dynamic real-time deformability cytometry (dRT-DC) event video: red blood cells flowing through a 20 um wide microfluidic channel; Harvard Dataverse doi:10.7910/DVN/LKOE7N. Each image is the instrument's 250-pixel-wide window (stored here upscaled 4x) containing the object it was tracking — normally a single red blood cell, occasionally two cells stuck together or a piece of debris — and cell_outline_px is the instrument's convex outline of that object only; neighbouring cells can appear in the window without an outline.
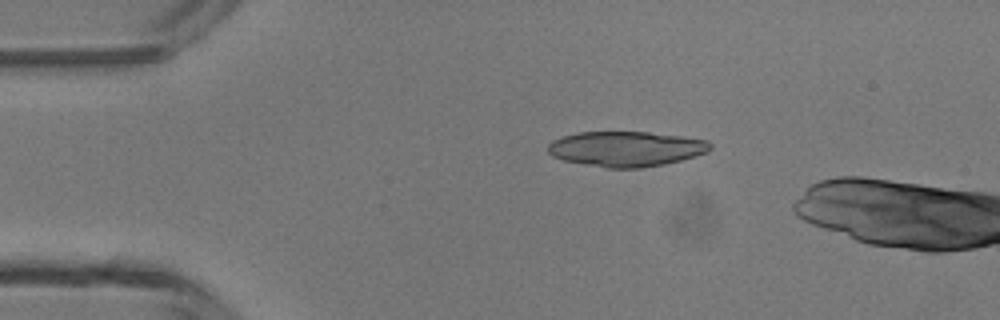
{"species": "common noctule bat (a hibernating species)", "species_latin": "Nyctalus noctula", "temperature_condition": "room temperature", "stored_images_in_passage": 4, "camera_frame_rate_fps": 3000, "um_per_image_px": 0.085, "animal": {"sex": "male", "body_mass_g": 13.3}, "frame": {"image": 1, "passage_image": 3, "time_ms": 2.333, "image_size_px": [1000, 320], "cell_outline_px": [[712, 148], [708, 152], [696, 156], [664, 164], [640, 168], [608, 168], [584, 164], [564, 160], [552, 156], [548, 152], [548, 144], [552, 140], [576, 132], [648, 132], [684, 136], [708, 140], [712, 144]], "centroid_in_image_um": [53.24, 12.65], "position_along_channel_um": 31.8, "area_um2": 33.41}}